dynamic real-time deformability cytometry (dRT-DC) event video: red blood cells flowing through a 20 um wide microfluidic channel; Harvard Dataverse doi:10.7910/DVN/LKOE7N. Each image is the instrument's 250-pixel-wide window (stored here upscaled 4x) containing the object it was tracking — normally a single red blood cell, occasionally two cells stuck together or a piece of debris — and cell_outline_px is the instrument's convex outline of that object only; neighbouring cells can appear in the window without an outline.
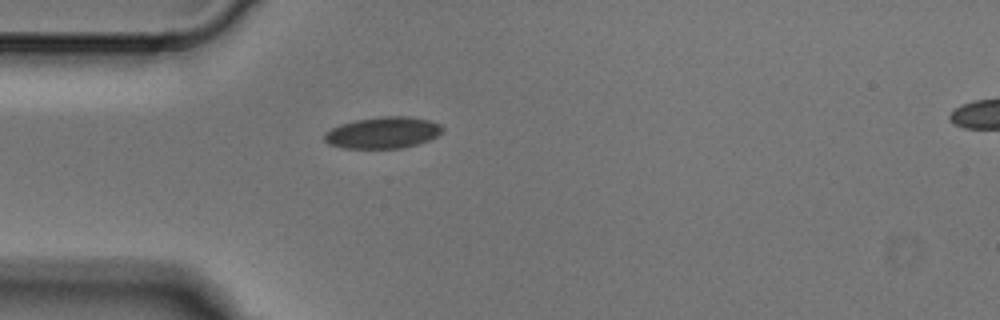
{"species": "Egyptian fruit bat (a non-hibernating species)", "species_latin": "Rousettus aegyptiacus", "temperature_condition": "cold", "stored_images_in_passage": 2, "segment_of_instrument_passage": [1, 2], "camera_frame_rate_fps": 3000, "um_per_image_px": 0.085, "animal": {"sex": "male"}, "frame": {"image": 1, "passage_image": 1, "time_ms": 0.0, "image_size_px": [1000, 320], "cell_outline_px": [[444, 132], [428, 140], [416, 144], [400, 148], [344, 148], [328, 144], [324, 140], [324, 136], [332, 128], [340, 124], [356, 120], [380, 116], [408, 116], [428, 120], [440, 124], [444, 128]], "centroid_in_image_um": [32.56, 11.27], "position_along_channel_um": 52.4, "area_um2": 21.56}}